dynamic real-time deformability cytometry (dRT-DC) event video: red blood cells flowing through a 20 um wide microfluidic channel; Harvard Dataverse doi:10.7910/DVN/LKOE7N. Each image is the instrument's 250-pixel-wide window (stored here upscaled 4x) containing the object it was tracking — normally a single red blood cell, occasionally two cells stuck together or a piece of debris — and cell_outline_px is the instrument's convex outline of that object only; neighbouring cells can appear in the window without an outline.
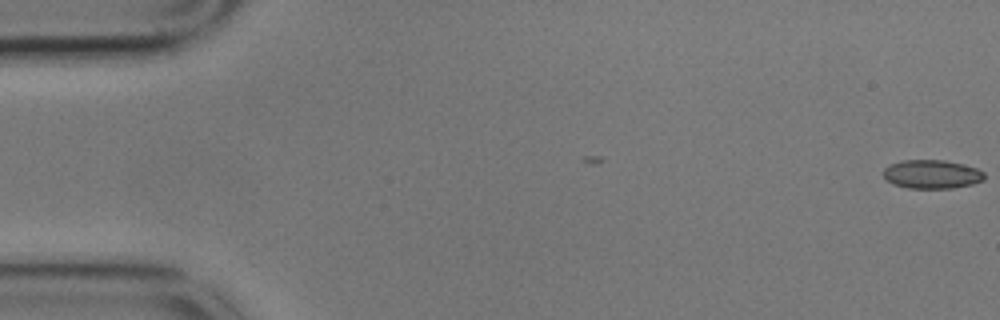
{"species": "common noctule bat (a hibernating species)", "species_latin": "Nyctalus noctula", "temperature_condition": "cold", "stored_images_in_passage": 5, "camera_frame_rate_fps": 3000, "um_per_image_px": 0.085, "animal": {"sex": "male", "body_mass_g": 17.9}, "frame": {"image": 1, "passage_image": 5, "time_ms": 1.333, "image_size_px": [1000, 320], "cell_outline_px": [[984, 180], [972, 184], [952, 188], [908, 188], [892, 184], [884, 176], [884, 168], [888, 164], [900, 160], [944, 160], [976, 168], [984, 172]], "centroid_in_image_um": [79.18, 14.81], "position_along_channel_um": 5.8, "area_um2": 16.88}}